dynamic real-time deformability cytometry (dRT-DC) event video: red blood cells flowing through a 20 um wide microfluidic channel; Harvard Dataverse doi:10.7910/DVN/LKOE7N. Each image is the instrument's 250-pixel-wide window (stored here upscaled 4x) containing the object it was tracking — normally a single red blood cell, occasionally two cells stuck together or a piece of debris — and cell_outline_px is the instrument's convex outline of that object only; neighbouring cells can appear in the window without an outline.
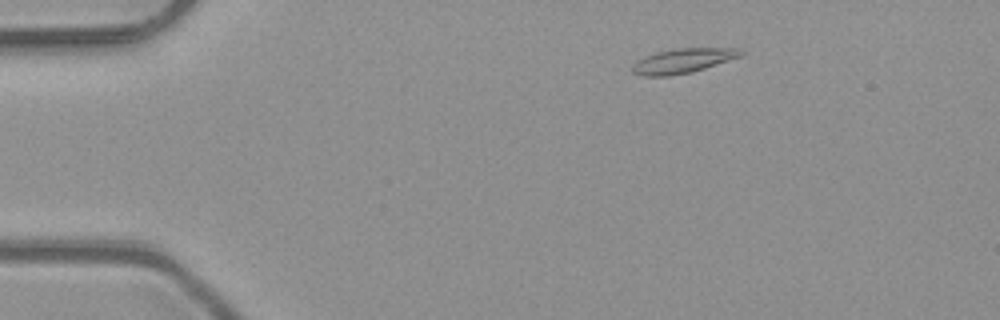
{"species": "common noctule bat (a hibernating species)", "species_latin": "Nyctalus noctula", "temperature_condition": "room temperature", "stored_images_in_passage": 45, "camera_frame_rate_fps": 3000, "um_per_image_px": 0.085, "animal": {"sex": "male", "body_mass_g": 23.1, "forearm_length_mm": 52.7}, "frame": {"image": 1, "passage_image": 3, "time_ms": 0.667, "image_size_px": [1000, 320], "cell_outline_px": [[744, 56], [692, 72], [668, 76], [644, 76], [632, 72], [632, 64], [636, 60], [644, 56], [656, 52], [676, 48], [744, 48]], "centroid_in_image_um": [58.08, 5.16], "position_along_channel_um": 26.9, "area_um2": 15.84}}
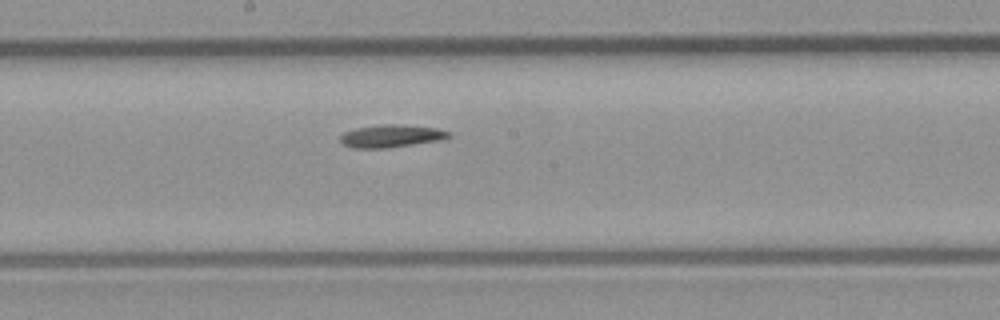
{"frame": {"image": 2, "passage_image": 22, "time_ms": 7.0, "image_size_px": [1000, 320], "cell_outline_px": [[452, 136], [440, 140], [388, 148], [352, 148], [344, 144], [340, 140], [340, 136], [344, 132], [356, 128], [380, 124], [400, 124], [436, 128], [448, 132]], "centroid_in_image_um": [33.23, 11.56], "position_along_channel_um": 215.0, "area_um2": 14.28}}
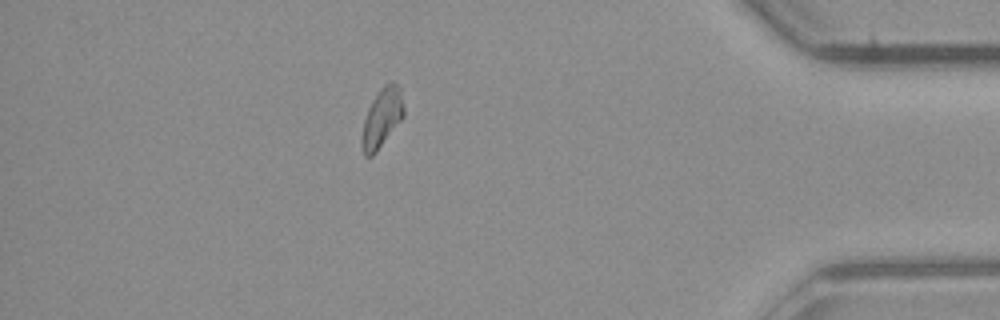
{"frame": {"image": 3, "passage_image": 39, "time_ms": 12.667, "image_size_px": [1000, 320], "cell_outline_px": [[404, 116], [376, 152], [372, 156], [364, 156], [360, 144], [364, 120], [368, 108], [372, 100], [380, 88], [384, 84], [392, 80], [400, 88], [404, 108]], "centroid_in_image_um": [32.45, 10.01], "position_along_channel_um": 402.7, "area_um2": 14.45}}